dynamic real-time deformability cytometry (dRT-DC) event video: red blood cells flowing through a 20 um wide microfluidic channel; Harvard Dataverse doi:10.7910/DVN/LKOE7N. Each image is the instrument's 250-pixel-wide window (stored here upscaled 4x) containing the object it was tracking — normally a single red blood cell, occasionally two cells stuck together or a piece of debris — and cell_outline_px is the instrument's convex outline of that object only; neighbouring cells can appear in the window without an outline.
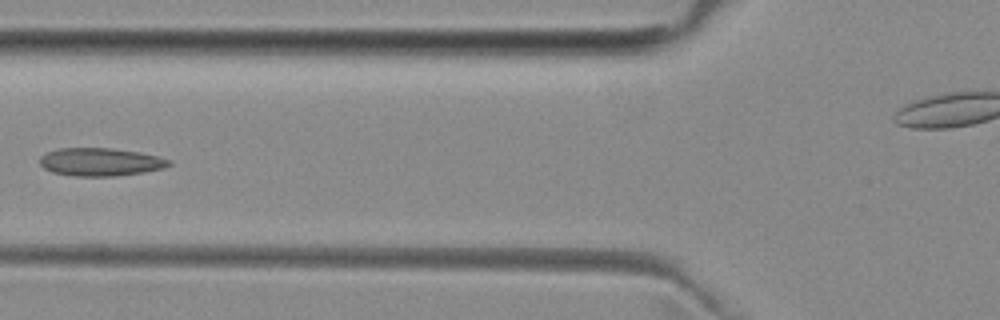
{"species": "common noctule bat (a hibernating species)", "species_latin": "Nyctalus noctula", "temperature_condition": "room temperature", "stored_images_in_passage": 6, "camera_frame_rate_fps": 3000, "um_per_image_px": 0.085, "animal": {"sex": "female", "body_mass_g": 29.2, "forearm_length_mm": 56.3}, "frame": {"image": 1, "passage_image": 5, "time_ms": 5.667, "image_size_px": [1000, 320], "cell_outline_px": [[172, 164], [164, 168], [144, 172], [116, 176], [72, 176], [52, 172], [44, 168], [40, 164], [40, 156], [44, 152], [56, 148], [112, 148], [140, 152], [160, 156], [172, 160]], "centroid_in_image_um": [8.54, 13.76], "position_along_channel_um": 117.3, "area_um2": 21.44}}
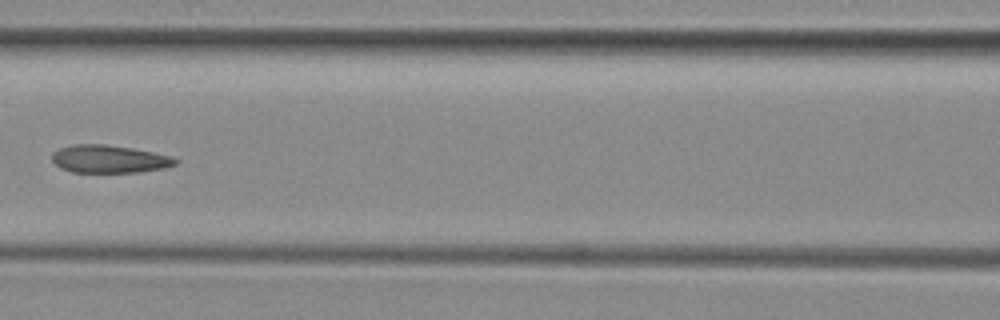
{"frame": {"image": 2, "passage_image": 6, "time_ms": 6.667, "image_size_px": [1000, 320], "cell_outline_px": [[180, 160], [176, 164], [164, 168], [140, 172], [72, 172], [60, 168], [52, 160], [52, 152], [60, 148], [72, 144], [104, 144], [132, 148], [172, 156]], "centroid_in_image_um": [9.29, 13.51], "position_along_channel_um": 157.3, "area_um2": 20.06}}